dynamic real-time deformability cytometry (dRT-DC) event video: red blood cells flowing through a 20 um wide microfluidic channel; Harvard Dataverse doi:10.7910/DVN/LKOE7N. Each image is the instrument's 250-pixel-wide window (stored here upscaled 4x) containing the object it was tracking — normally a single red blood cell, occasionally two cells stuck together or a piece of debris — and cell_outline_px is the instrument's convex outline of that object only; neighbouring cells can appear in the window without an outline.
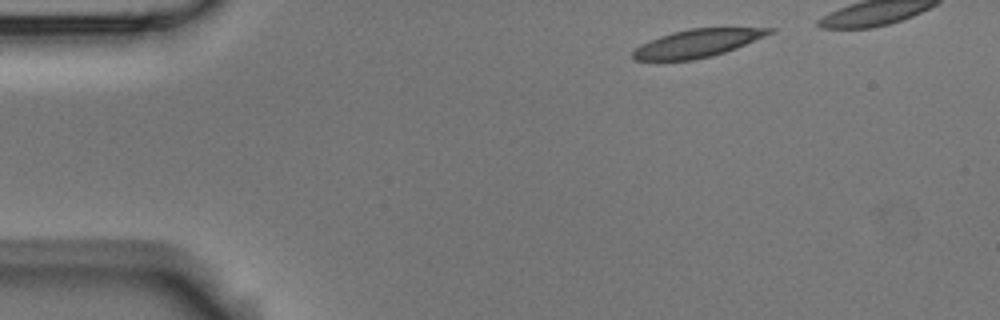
{"species": "Egyptian fruit bat (a non-hibernating species)", "species_latin": "Rousettus aegyptiacus", "temperature_condition": "room temperature", "stored_images_in_passage": 4, "camera_frame_rate_fps": 3000, "um_per_image_px": 0.085, "animal": {"sex": "male"}, "frame": {"image": 1, "passage_image": 1, "time_ms": 0.0, "image_size_px": [1000, 320], "cell_outline_px": [[776, 32], [736, 48], [712, 56], [692, 60], [632, 60], [632, 52], [640, 44], [648, 40], [672, 32], [688, 28], [776, 28]], "centroid_in_image_um": [59.27, 3.67], "position_along_channel_um": 25.7, "area_um2": 22.25}}